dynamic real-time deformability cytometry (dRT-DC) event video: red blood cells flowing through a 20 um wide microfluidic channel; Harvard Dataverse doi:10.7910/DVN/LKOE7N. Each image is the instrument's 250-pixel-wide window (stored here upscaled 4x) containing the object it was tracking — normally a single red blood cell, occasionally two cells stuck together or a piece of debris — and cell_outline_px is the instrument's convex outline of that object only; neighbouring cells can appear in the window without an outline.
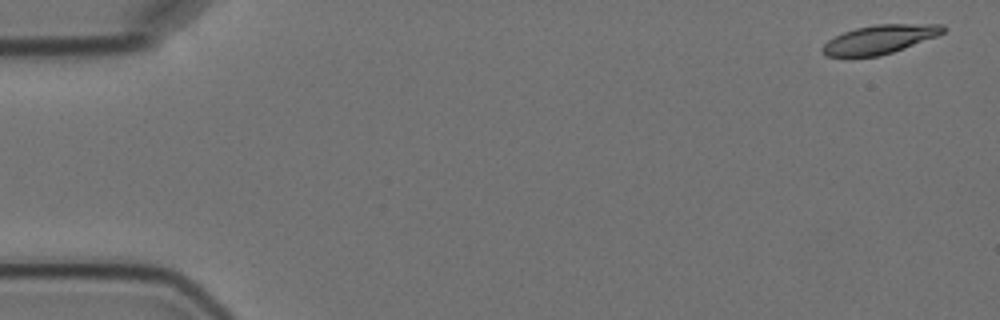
{"species": "Egyptian fruit bat (a non-hibernating species)", "species_latin": "Rousettus aegyptiacus", "temperature_condition": "cold", "stored_images_in_passage": 4, "camera_frame_rate_fps": 3000, "um_per_image_px": 0.085, "animal": {"sex": "female"}, "frame": {"image": 1, "passage_image": 1, "time_ms": 0.0, "image_size_px": [1000, 320], "cell_outline_px": [[948, 28], [944, 32], [936, 36], [904, 48], [880, 56], [824, 56], [820, 52], [820, 48], [828, 40], [844, 32], [856, 28], [876, 24], [944, 24]], "centroid_in_image_um": [74.77, 3.34], "position_along_channel_um": 10.2, "area_um2": 20.17}}
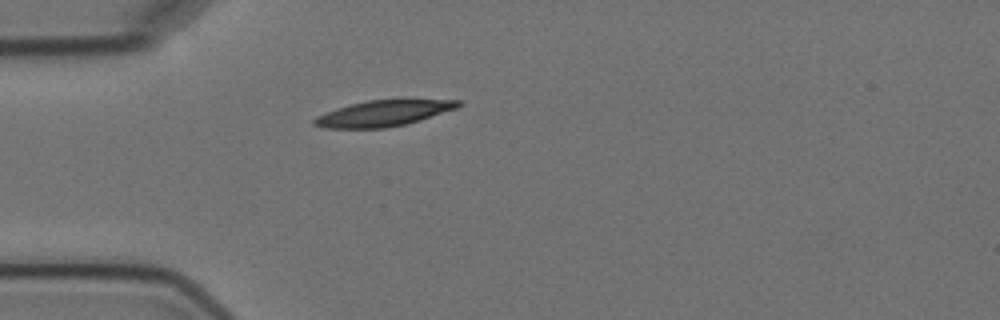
{"frame": {"image": 2, "passage_image": 4, "time_ms": 4.667, "image_size_px": [1000, 320], "cell_outline_px": [[464, 104], [460, 108], [420, 120], [404, 124], [384, 128], [324, 128], [312, 124], [312, 120], [316, 116], [336, 108], [368, 100], [404, 96], [460, 100]], "centroid_in_image_um": [32.74, 9.56], "position_along_channel_um": 52.3, "area_um2": 23.0}}